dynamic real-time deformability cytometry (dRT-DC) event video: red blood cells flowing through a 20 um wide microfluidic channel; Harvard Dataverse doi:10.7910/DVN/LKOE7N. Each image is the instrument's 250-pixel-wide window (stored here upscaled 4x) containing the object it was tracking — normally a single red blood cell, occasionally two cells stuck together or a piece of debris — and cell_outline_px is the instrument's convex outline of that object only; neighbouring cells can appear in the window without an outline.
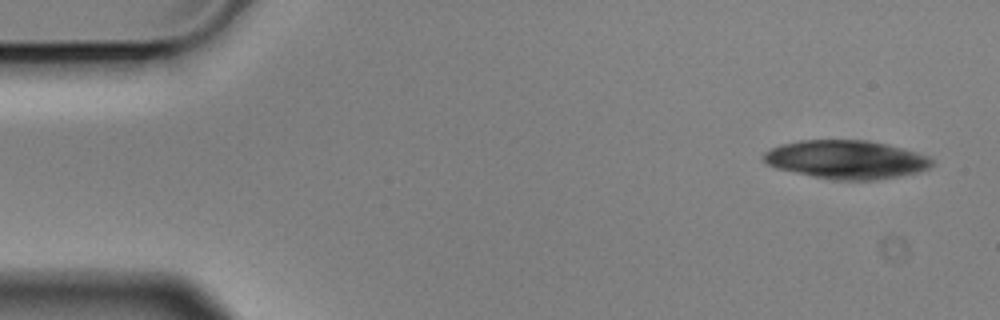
{"species": "Egyptian fruit bat (a non-hibernating species)", "species_latin": "Rousettus aegyptiacus", "temperature_condition": "cold", "stored_images_in_passage": 6, "camera_frame_rate_fps": 3000, "um_per_image_px": 0.085, "animal": {"sex": "male"}, "frame": {"image": 1, "passage_image": 1, "time_ms": 0.0, "image_size_px": [1000, 320], "cell_outline_px": [[936, 164], [920, 172], [876, 180], [832, 180], [812, 176], [776, 168], [768, 164], [764, 160], [764, 152], [780, 144], [800, 140], [864, 140], [884, 144], [900, 148], [928, 156], [936, 160]], "centroid_in_image_um": [71.95, 13.57], "position_along_channel_um": 13.0, "area_um2": 37.69}}